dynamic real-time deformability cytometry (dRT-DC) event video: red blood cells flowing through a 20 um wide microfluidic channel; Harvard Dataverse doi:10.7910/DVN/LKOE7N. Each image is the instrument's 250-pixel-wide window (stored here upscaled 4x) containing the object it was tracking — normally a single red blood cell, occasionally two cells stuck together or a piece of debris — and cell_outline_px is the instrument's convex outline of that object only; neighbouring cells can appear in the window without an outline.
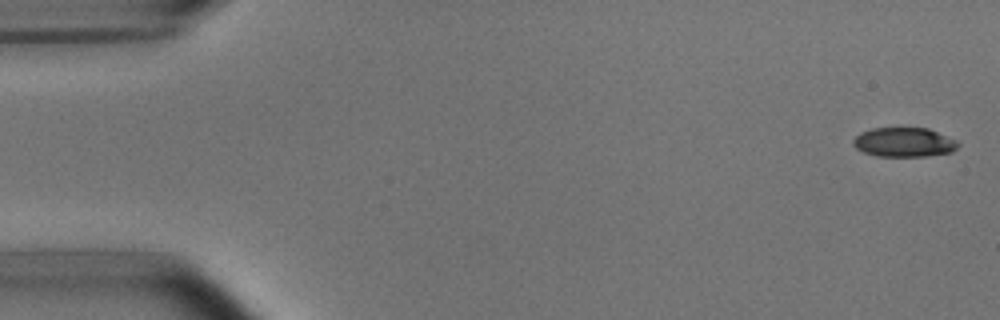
{"species": "common noctule bat (a hibernating species)", "species_latin": "Nyctalus noctula", "temperature_condition": "room temperature", "stored_images_in_passage": 3, "camera_frame_rate_fps": 3000, "um_per_image_px": 0.085, "animal": {"sex": "male", "body_mass_g": 15.6}, "frame": {"image": 1, "passage_image": 1, "time_ms": 0.0, "image_size_px": [1000, 320], "cell_outline_px": [[960, 144], [952, 152], [928, 156], [876, 156], [864, 152], [856, 148], [852, 144], [852, 140], [860, 132], [872, 128], [900, 124], [928, 128], [956, 140]], "centroid_in_image_um": [76.81, 12.03], "position_along_channel_um": 8.2, "area_um2": 18.79}}